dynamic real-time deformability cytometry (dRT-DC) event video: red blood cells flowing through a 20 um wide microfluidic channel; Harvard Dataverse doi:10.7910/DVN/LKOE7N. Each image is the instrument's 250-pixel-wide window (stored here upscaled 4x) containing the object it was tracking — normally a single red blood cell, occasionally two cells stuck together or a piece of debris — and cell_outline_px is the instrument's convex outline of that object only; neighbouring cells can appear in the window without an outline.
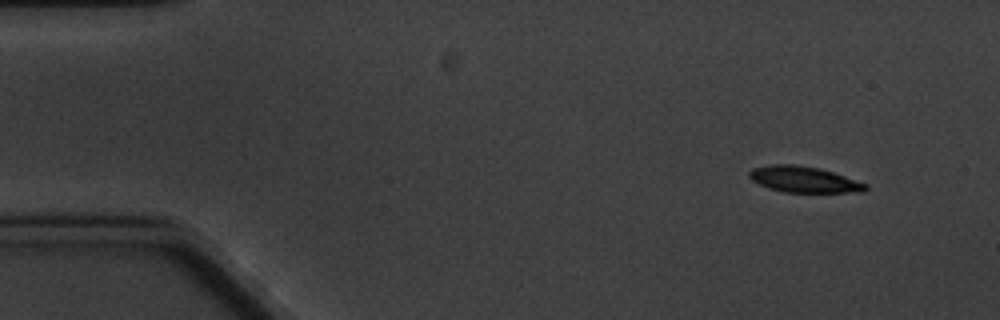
{"species": "common noctule bat (a hibernating species)", "species_latin": "Nyctalus noctula", "temperature_condition": "cold", "stored_images_in_passage": 4, "camera_frame_rate_fps": 3000, "um_per_image_px": 0.085, "animal": {"sex": "male", "body_mass_g": 20.1, "forearm_length_mm": 53.5}, "frame": {"image": 1, "passage_image": 1, "time_ms": 0.0, "image_size_px": [1000, 320], "cell_outline_px": [[868, 188], [864, 192], [784, 192], [768, 188], [752, 180], [748, 176], [748, 172], [752, 168], [772, 164], [796, 164], [820, 168], [868, 184]], "centroid_in_image_um": [68.32, 15.25], "position_along_channel_um": 16.7, "area_um2": 17.69}}
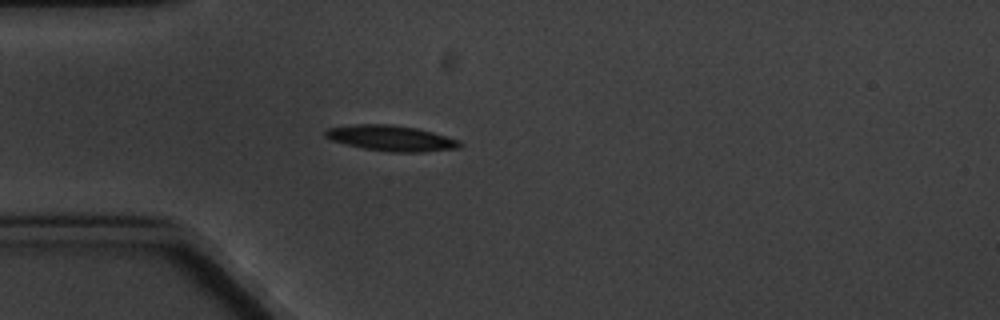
{"frame": {"image": 2, "passage_image": 4, "time_ms": 3.667, "image_size_px": [1000, 320], "cell_outline_px": [[464, 144], [460, 148], [420, 152], [392, 152], [364, 148], [332, 140], [324, 136], [324, 132], [328, 128], [352, 124], [388, 124], [416, 128], [432, 132], [460, 140]], "centroid_in_image_um": [33.28, 11.74], "position_along_channel_um": 51.7, "area_um2": 19.94}}